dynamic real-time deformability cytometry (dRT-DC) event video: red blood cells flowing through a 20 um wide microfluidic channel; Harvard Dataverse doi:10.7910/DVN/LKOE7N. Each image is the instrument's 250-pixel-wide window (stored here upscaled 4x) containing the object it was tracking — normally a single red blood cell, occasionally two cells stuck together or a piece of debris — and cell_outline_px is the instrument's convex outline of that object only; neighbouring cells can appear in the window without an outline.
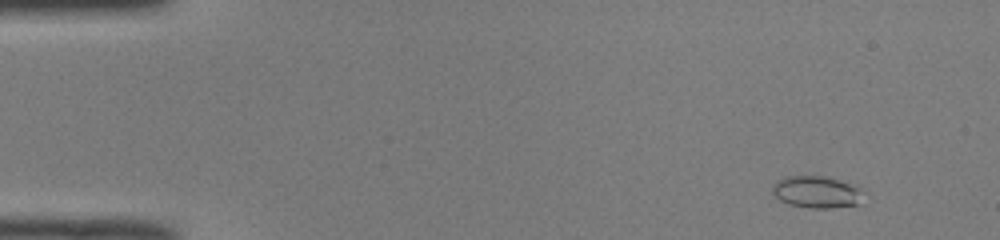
{"species": "common noctule bat (a hibernating species)", "species_latin": "Nyctalus noctula", "temperature_condition": "room temperature", "stored_images_in_passage": 24, "camera_frame_rate_fps": 3000, "um_per_image_px": 0.085, "animal": {"sex": "male", "body_mass_g": 19.0, "forearm_length_mm": 50.8}, "frame": {"image": 1, "passage_image": 4, "time_ms": 1.0, "image_size_px": [1000, 240], "cell_outline_px": [[860, 204], [828, 208], [812, 208], [788, 204], [780, 200], [772, 192], [772, 184], [776, 180], [784, 176], [824, 176], [860, 188]], "centroid_in_image_um": [69.32, 16.32], "position_along_channel_um": 15.7, "area_um2": 16.65}}
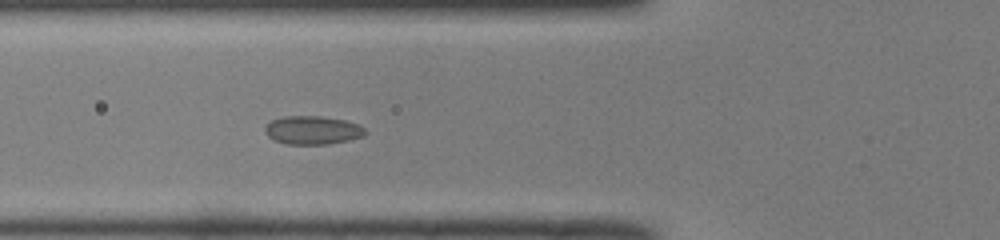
{"frame": {"image": 2, "passage_image": 21, "time_ms": 6.667, "image_size_px": [1000, 240], "cell_outline_px": [[368, 132], [364, 136], [348, 140], [328, 144], [288, 144], [276, 140], [268, 136], [264, 132], [264, 128], [272, 120], [284, 116], [320, 116], [344, 120], [360, 124]], "centroid_in_image_um": [26.6, 11.06], "position_along_channel_um": 99.2, "area_um2": 16.59}}
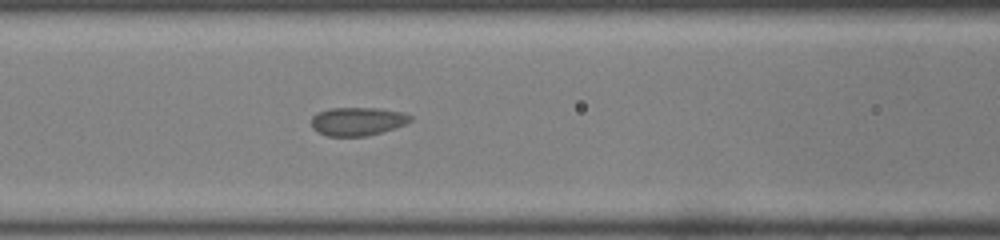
{"frame": {"image": 3, "passage_image": 24, "time_ms": 7.667, "image_size_px": [1000, 240], "cell_outline_px": [[412, 120], [404, 124], [380, 132], [364, 136], [328, 136], [312, 128], [312, 116], [316, 112], [328, 108], [380, 108], [404, 112], [412, 116]], "centroid_in_image_um": [30.37, 10.29], "position_along_channel_um": 136.2, "area_um2": 16.3}}